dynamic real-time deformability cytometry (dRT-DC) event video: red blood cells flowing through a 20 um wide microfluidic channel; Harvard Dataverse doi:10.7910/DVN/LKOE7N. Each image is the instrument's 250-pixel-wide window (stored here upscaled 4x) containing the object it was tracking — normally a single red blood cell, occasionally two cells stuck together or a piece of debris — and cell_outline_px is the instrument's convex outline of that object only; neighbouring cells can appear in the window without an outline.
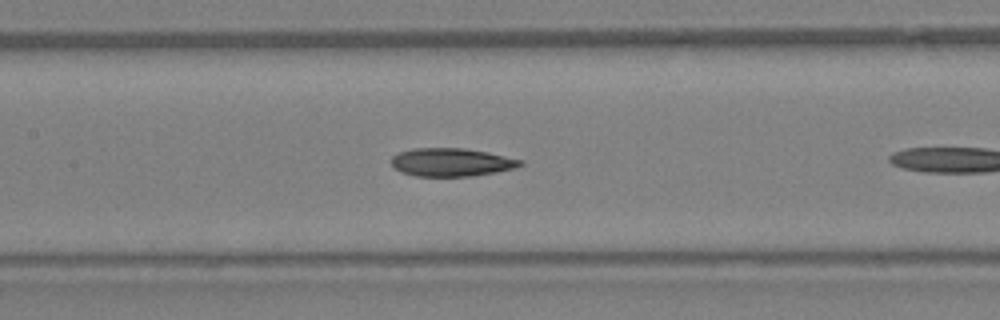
{"species": "Egyptian fruit bat (a non-hibernating species)", "species_latin": "Rousettus aegyptiacus", "temperature_condition": "warm", "stored_images_in_passage": 9, "camera_frame_rate_fps": 3000, "um_per_image_px": 0.085, "animal": {"sex": "female"}, "frame": {"image": 1, "passage_image": 8, "time_ms": 2.333, "image_size_px": [1000, 320], "cell_outline_px": [[524, 164], [516, 168], [496, 172], [472, 176], [416, 176], [400, 172], [392, 164], [392, 156], [400, 152], [412, 148], [464, 148], [488, 152], [524, 160]], "centroid_in_image_um": [38.41, 13.79], "position_along_channel_um": 169.0, "area_um2": 21.27}}